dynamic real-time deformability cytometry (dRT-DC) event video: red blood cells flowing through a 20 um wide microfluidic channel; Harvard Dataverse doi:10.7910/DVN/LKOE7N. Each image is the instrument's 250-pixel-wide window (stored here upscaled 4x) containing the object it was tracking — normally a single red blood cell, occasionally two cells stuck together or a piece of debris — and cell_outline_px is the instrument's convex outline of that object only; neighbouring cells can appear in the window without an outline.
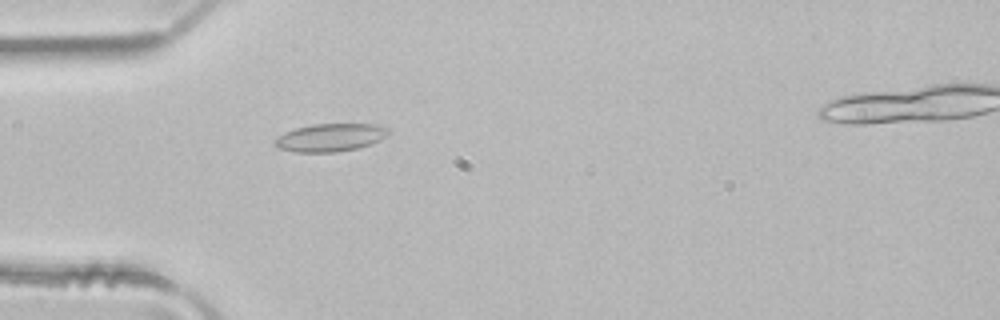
{"species": "common noctule bat (a hibernating species)", "species_latin": "Nyctalus noctula", "temperature_condition": "room temperature", "stored_images_in_passage": 3, "camera_frame_rate_fps": 3000, "um_per_image_px": 0.085, "animal": {"sex": "male", "body_mass_g": 21.5, "forearm_length_mm": 52.0}, "frame": {"image": 1, "passage_image": 2, "time_ms": 0.333, "image_size_px": [1000, 320], "cell_outline_px": [[388, 132], [380, 140], [372, 144], [356, 148], [336, 152], [296, 152], [280, 148], [272, 144], [272, 140], [284, 132], [296, 128], [312, 124], [376, 124], [388, 128]], "centroid_in_image_um": [28.03, 11.69], "position_along_channel_um": 57.0, "area_um2": 18.44}}